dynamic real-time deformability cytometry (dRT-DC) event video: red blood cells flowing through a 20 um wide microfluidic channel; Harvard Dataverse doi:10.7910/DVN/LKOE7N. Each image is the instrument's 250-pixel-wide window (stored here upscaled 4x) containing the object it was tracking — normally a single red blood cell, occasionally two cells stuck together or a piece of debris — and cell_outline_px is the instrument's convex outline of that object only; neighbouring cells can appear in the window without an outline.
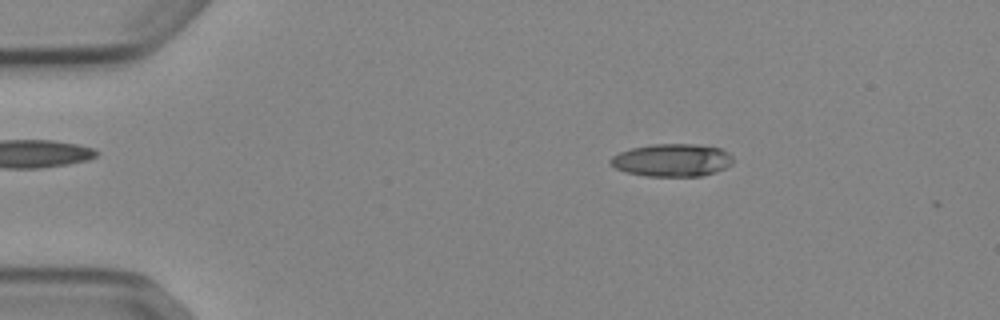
{"species": "Egyptian fruit bat (a non-hibernating species)", "species_latin": "Rousettus aegyptiacus", "temperature_condition": "cold", "stored_images_in_passage": 11, "camera_frame_rate_fps": 3000, "um_per_image_px": 0.085, "animal": {"sex": "female"}, "frame": {"image": 1, "passage_image": 9, "time_ms": 2.667, "image_size_px": [1000, 320], "cell_outline_px": [[732, 164], [716, 172], [700, 176], [644, 176], [624, 172], [616, 168], [608, 160], [612, 156], [620, 152], [632, 148], [652, 144], [696, 144], [720, 148], [728, 152], [732, 156]], "centroid_in_image_um": [57.12, 13.61], "position_along_channel_um": 27.9, "area_um2": 23.41}}